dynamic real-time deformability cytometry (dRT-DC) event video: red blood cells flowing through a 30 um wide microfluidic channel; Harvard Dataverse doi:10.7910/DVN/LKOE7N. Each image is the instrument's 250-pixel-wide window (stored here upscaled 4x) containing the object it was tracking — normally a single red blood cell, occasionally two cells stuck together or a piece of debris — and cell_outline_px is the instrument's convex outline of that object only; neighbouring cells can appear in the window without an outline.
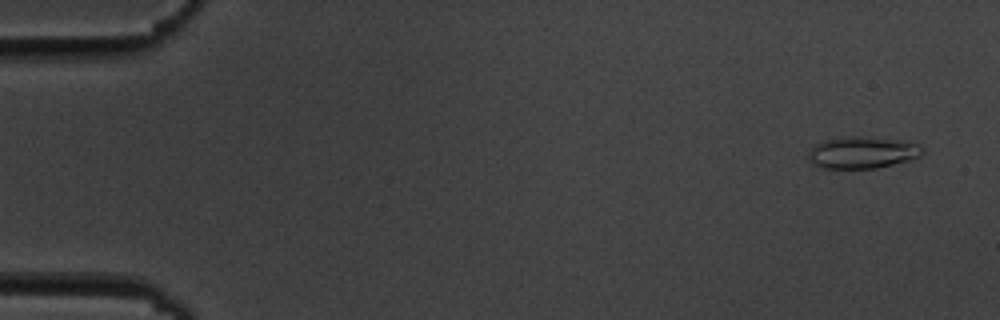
{"species": "common noctule bat (a hibernating species)", "species_latin": "Nyctalus noctula", "temperature_condition": "cold", "stored_images_in_passage": 16, "camera_frame_rate_fps": 3000, "um_per_image_px": 0.085, "animal": {"sex": "male", "body_mass_g": 19.5, "forearm_length_mm": 54.6}, "frame": {"image": 1, "passage_image": 3, "time_ms": 0.667, "image_size_px": [1000, 320], "cell_outline_px": [[924, 152], [920, 156], [908, 160], [876, 168], [824, 168], [812, 164], [808, 160], [808, 152], [812, 144], [824, 140], [844, 136], [860, 136], [908, 140], [920, 144], [924, 148]], "centroid_in_image_um": [73.3, 12.94], "position_along_channel_um": 11.7, "area_um2": 21.62}}